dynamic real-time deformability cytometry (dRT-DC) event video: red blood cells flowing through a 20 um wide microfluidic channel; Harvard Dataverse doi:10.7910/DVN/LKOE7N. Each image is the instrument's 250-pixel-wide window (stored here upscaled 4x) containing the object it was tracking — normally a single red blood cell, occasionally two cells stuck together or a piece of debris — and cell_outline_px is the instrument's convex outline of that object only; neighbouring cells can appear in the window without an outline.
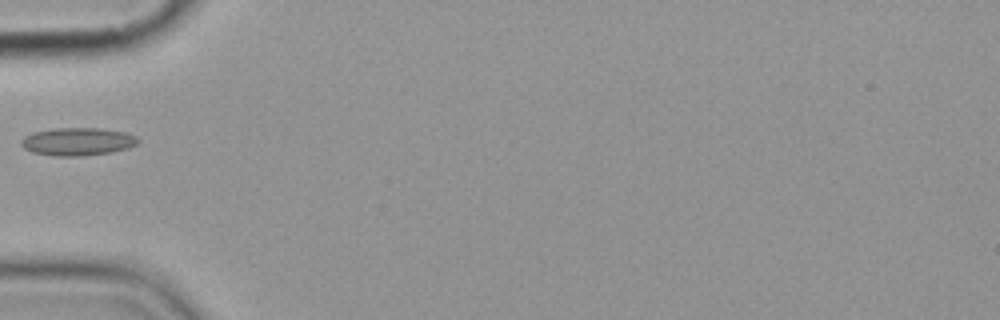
{"species": "common noctule bat (a hibernating species)", "species_latin": "Nyctalus noctula", "temperature_condition": "cold", "stored_images_in_passage": 6, "camera_frame_rate_fps": 3000, "um_per_image_px": 0.085, "animal": {"sex": "female", "body_mass_g": 19.9}, "frame": {"image": 1, "passage_image": 5, "time_ms": 5.667, "image_size_px": [1000, 320], "cell_outline_px": [[140, 140], [136, 144], [128, 148], [112, 152], [80, 156], [52, 156], [32, 152], [24, 148], [20, 144], [20, 140], [24, 136], [32, 132], [52, 128], [100, 128], [124, 132], [136, 136]], "centroid_in_image_um": [6.56, 12.03], "position_along_channel_um": 78.4, "area_um2": 19.13}}
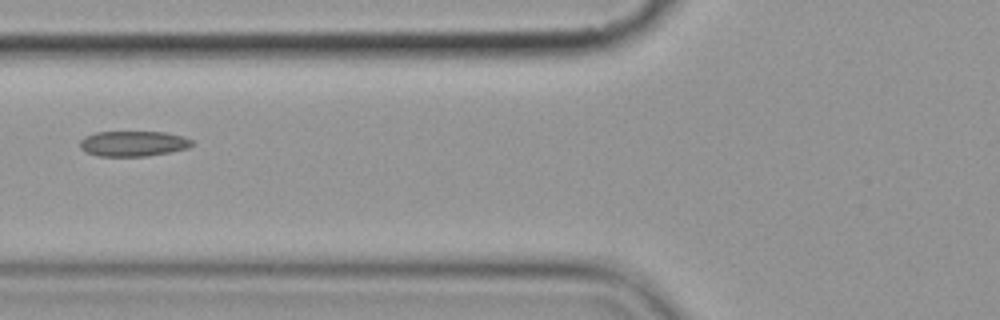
{"frame": {"image": 2, "passage_image": 6, "time_ms": 6.667, "image_size_px": [1000, 320], "cell_outline_px": [[192, 144], [188, 148], [148, 156], [96, 156], [80, 148], [80, 140], [84, 136], [96, 132], [164, 132], [184, 136], [192, 140]], "centroid_in_image_um": [11.31, 12.2], "position_along_channel_um": 114.5, "area_um2": 16.53}}